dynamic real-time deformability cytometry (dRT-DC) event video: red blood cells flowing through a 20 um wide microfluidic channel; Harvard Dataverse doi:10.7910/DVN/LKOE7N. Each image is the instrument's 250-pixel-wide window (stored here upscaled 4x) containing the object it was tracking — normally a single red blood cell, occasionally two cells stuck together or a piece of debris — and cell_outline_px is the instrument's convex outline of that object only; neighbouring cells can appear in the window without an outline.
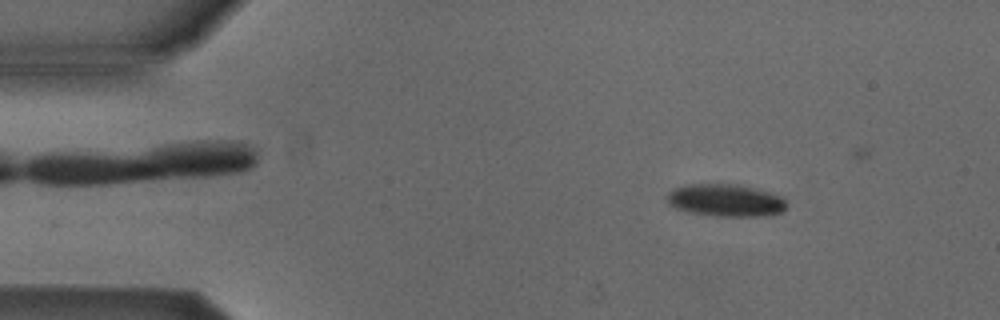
{"species": "Egyptian fruit bat (a non-hibernating species)", "species_latin": "Rousettus aegyptiacus", "temperature_condition": "cold", "stored_images_in_passage": 39, "camera_frame_rate_fps": 3000, "um_per_image_px": 0.085, "animal": {"sex": "male"}, "frame": {"image": 1, "passage_image": 4, "time_ms": 1.0, "image_size_px": [1000, 320], "cell_outline_px": [[784, 208], [780, 212], [756, 216], [716, 216], [688, 212], [676, 208], [668, 204], [664, 196], [672, 188], [684, 184], [736, 184], [768, 192], [780, 196], [784, 200]], "centroid_in_image_um": [61.54, 17.01], "position_along_channel_um": 23.5, "area_um2": 22.43}}
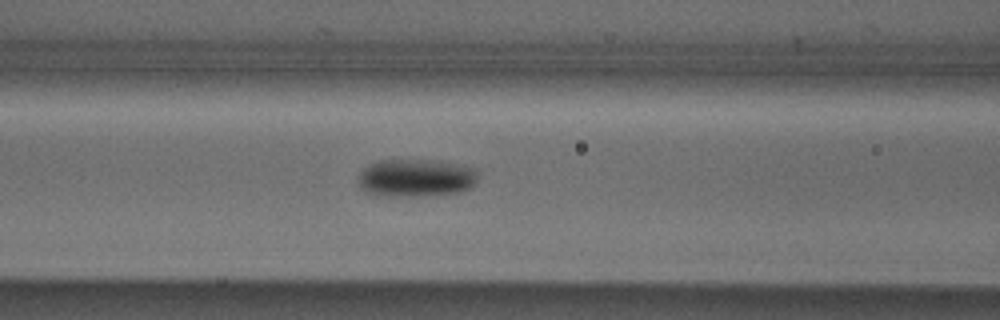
{"frame": {"image": 2, "passage_image": 18, "time_ms": 5.667, "image_size_px": [1000, 320], "cell_outline_px": [[476, 180], [468, 188], [456, 192], [416, 196], [384, 196], [364, 192], [360, 188], [360, 172], [364, 168], [380, 160], [424, 160], [476, 168]], "centroid_in_image_um": [35.28, 15.13], "position_along_channel_um": 131.3, "area_um2": 25.66}}
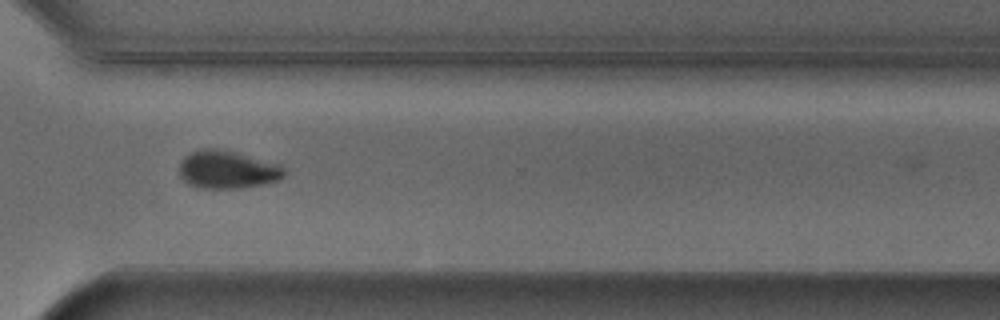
{"frame": {"image": 3, "passage_image": 35, "time_ms": 11.333, "image_size_px": [1000, 320], "cell_outline_px": [[284, 176], [280, 180], [244, 188], [200, 188], [188, 184], [180, 176], [180, 164], [184, 156], [200, 148], [216, 148], [236, 152], [280, 164], [284, 168]], "centroid_in_image_um": [19.33, 14.41], "position_along_channel_um": 351.3, "area_um2": 23.29}, "authors_computed_cell_mechanics": {"area_um2": 24.565, "velocity_mm_per_s": 3.8871, "shape_relaxation_time_tau1_ms": 2.1153, "shape_relaxation_time_tau2_ms": null, "deformation_change_tau1": 0.0818, "deformation_change_tau2": null}}